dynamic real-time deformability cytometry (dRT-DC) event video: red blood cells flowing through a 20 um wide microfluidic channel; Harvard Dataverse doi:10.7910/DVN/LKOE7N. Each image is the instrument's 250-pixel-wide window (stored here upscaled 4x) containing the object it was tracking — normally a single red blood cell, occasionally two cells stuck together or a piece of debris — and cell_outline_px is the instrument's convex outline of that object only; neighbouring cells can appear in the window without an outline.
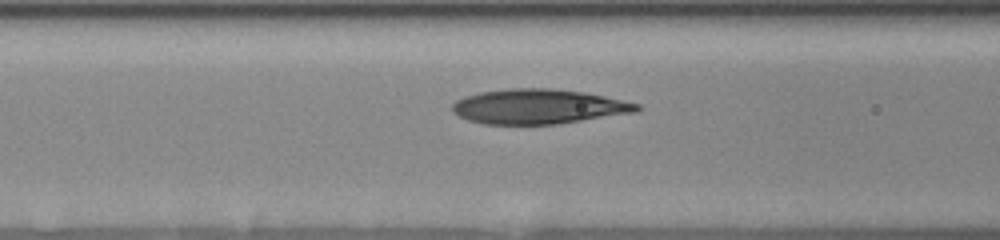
{"species": "human", "species_latin": "Homo sapiens", "temperature_condition": "room temperature", "stored_images_in_passage": 9, "camera_frame_rate_fps": 3000, "um_per_image_px": 0.085, "donor": {"sex": "female"}, "frame": {"image": 1, "passage_image": 7, "time_ms": 1.333, "image_size_px": [1000, 240], "cell_outline_px": [[644, 108], [636, 112], [556, 124], [484, 124], [468, 120], [452, 112], [452, 104], [456, 100], [464, 96], [480, 92], [508, 88], [552, 88], [584, 92], [604, 96], [640, 104]], "centroid_in_image_um": [45.76, 9.05], "position_along_channel_um": 120.8, "area_um2": 37.45}}